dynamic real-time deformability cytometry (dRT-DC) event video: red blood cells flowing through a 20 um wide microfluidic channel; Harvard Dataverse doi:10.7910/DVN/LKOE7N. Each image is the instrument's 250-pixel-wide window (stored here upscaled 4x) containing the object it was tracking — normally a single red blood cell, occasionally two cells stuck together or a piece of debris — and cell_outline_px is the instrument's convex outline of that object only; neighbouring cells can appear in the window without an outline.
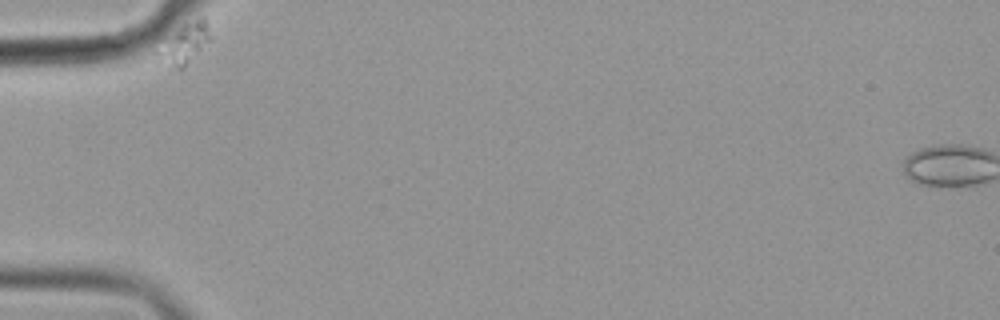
{"species": "common noctule bat (a hibernating species)", "species_latin": "Nyctalus noctula", "temperature_condition": "cold", "stored_images_in_passage": 41, "camera_frame_rate_fps": 3000, "um_per_image_px": 0.085, "animal": {"sex": "female", "body_mass_g": 19.9}, "frame": {"image": 1, "passage_image": 1, "time_ms": 0.0, "image_size_px": [1000, 320], "cell_outline_px": [[212, 40], [180, 72], [172, 68], [156, 52], [184, 24], [200, 16], [204, 16], [208, 24], [212, 36]], "centroid_in_image_um": [15.83, 3.71], "position_along_channel_um": 69.2, "area_um2": 12.02}}
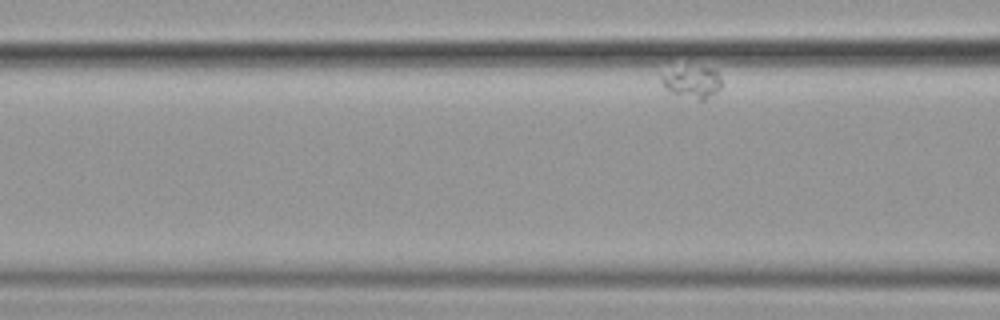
{"frame": {"image": 2, "passage_image": 7, "time_ms": 2.0, "image_size_px": [1000, 320], "cell_outline_px": [[720, 88], [716, 92], [704, 100], [700, 100], [672, 92], [664, 88], [660, 80], [660, 76], [700, 68], [712, 68], [720, 76]], "centroid_in_image_um": [58.91, 7.05], "position_along_channel_um": 107.7, "area_um2": 10.0}}
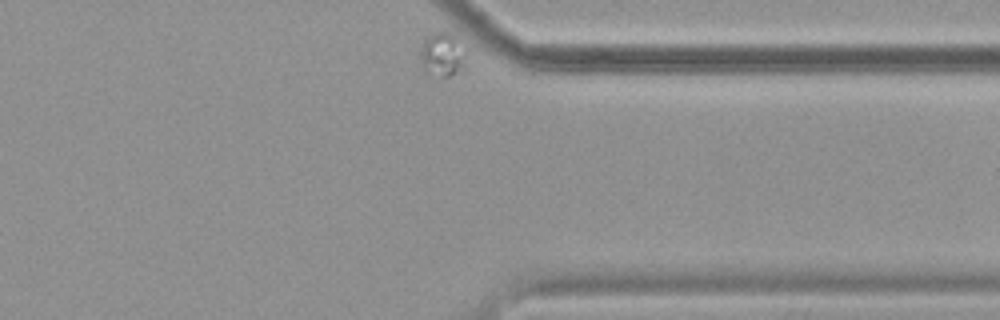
{"frame": {"image": 3, "passage_image": 41, "time_ms": 13.333, "image_size_px": [1000, 320], "cell_outline_px": [[468, 48], [460, 64], [448, 76], [440, 76], [424, 68], [416, 56], [424, 40], [428, 36], [440, 32], [452, 32]], "centroid_in_image_um": [37.55, 4.52], "position_along_channel_um": 373.9, "area_um2": 11.39}}